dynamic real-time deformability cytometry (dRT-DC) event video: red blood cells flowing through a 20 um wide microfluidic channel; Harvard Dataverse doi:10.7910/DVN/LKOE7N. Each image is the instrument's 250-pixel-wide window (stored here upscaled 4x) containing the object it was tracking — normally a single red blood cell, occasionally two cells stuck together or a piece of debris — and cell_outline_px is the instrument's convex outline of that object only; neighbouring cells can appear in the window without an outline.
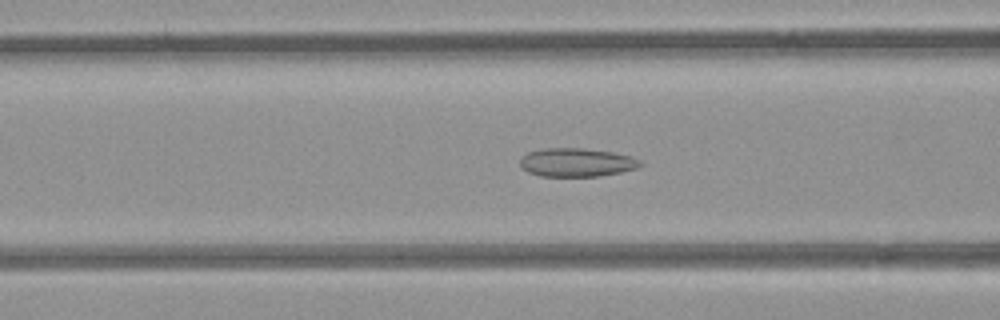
{"species": "common noctule bat (a hibernating species)", "species_latin": "Nyctalus noctula", "temperature_condition": "room temperature", "stored_images_in_passage": 55, "camera_frame_rate_fps": 3000, "um_per_image_px": 0.085, "animal": {"sex": "female", "body_mass_g": 21.9}, "frame": {"image": 1, "passage_image": 22, "time_ms": 7.0, "image_size_px": [1000, 320], "cell_outline_px": [[644, 164], [636, 168], [620, 172], [600, 176], [540, 176], [528, 172], [520, 168], [520, 160], [528, 152], [544, 148], [584, 148], [612, 152], [628, 156], [640, 160]], "centroid_in_image_um": [48.99, 13.81], "position_along_channel_um": 117.6, "area_um2": 19.94}}
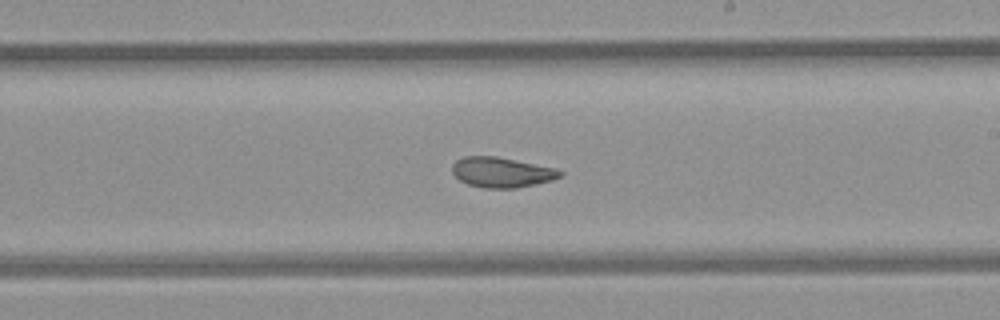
{"frame": {"image": 2, "passage_image": 32, "time_ms": 10.333, "image_size_px": [1000, 320], "cell_outline_px": [[564, 176], [552, 180], [536, 184], [516, 188], [484, 188], [468, 184], [460, 180], [452, 172], [452, 164], [456, 160], [464, 156], [496, 156], [556, 168], [564, 172]], "centroid_in_image_um": [42.66, 14.64], "position_along_channel_um": 246.3, "area_um2": 19.07}}
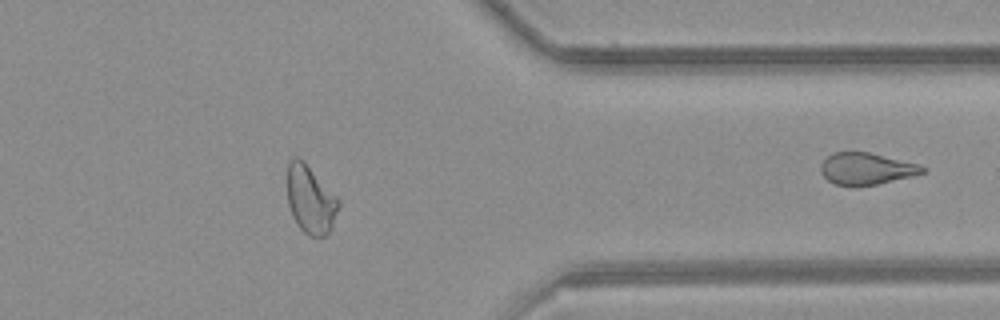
{"frame": {"image": 3, "passage_image": 44, "time_ms": 14.333, "image_size_px": [1000, 320], "cell_outline_px": [[340, 204], [332, 228], [324, 236], [308, 236], [296, 224], [292, 216], [288, 204], [288, 164], [292, 156], [296, 156], [304, 160], [340, 200]], "centroid_in_image_um": [26.39, 16.95], "position_along_channel_um": 385.0, "area_um2": 20.46}, "authors_computed_cell_mechanics": {"area_um2": 21.2126, "velocity_mm_per_s": 3.8655, "shape_relaxation_time_tau1_ms": null, "shape_relaxation_time_tau2_ms": 2.0801, "deformation_change_tau1": null, "deformation_change_tau2": 0.0743}}